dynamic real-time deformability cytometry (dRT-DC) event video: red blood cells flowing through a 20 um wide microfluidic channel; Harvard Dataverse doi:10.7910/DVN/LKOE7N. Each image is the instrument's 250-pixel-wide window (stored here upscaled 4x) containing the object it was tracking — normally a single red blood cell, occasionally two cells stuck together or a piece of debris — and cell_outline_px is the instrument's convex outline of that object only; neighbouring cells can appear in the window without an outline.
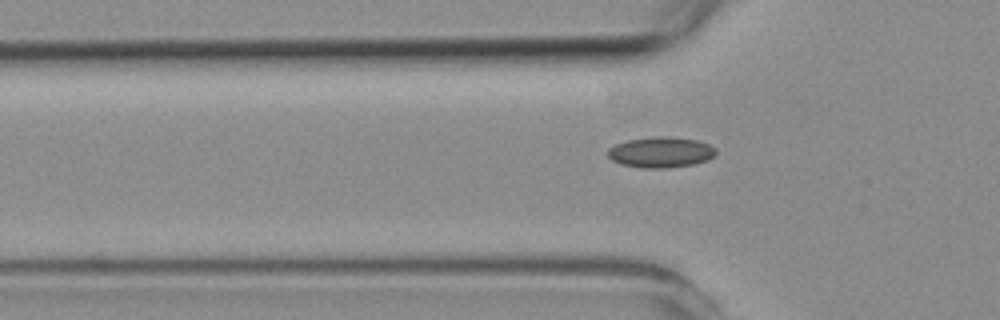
{"species": "common noctule bat (a hibernating species)", "species_latin": "Nyctalus noctula", "temperature_condition": "room temperature", "stored_images_in_passage": 3, "camera_frame_rate_fps": 3000, "um_per_image_px": 0.085, "animal": {"sex": "female", "body_mass_g": 19.3, "forearm_length_mm": 54.1}, "frame": {"image": 1, "passage_image": 3, "time_ms": 3.667, "image_size_px": [1000, 320], "cell_outline_px": [[716, 156], [708, 160], [692, 164], [664, 168], [644, 168], [620, 164], [612, 160], [608, 156], [608, 148], [616, 144], [628, 140], [656, 136], [664, 136], [696, 140], [708, 144], [716, 148]], "centroid_in_image_um": [56.17, 12.94], "position_along_channel_um": 69.6, "area_um2": 19.25}}